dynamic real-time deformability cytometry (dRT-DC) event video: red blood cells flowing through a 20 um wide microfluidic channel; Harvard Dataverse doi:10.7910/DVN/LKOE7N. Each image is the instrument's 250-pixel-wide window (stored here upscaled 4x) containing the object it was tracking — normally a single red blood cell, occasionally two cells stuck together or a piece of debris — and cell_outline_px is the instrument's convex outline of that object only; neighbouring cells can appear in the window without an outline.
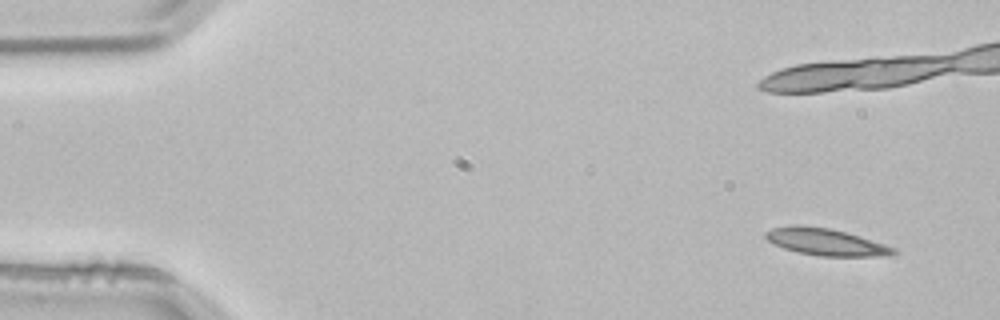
{"species": "common noctule bat (a hibernating species)", "species_latin": "Nyctalus noctula", "temperature_condition": "room temperature", "stored_images_in_passage": 7, "camera_frame_rate_fps": 3000, "um_per_image_px": 0.085, "animal": {"sex": "male", "body_mass_g": 21.5, "forearm_length_mm": 52.0}, "frame": {"image": 1, "passage_image": 1, "time_ms": 0.0, "image_size_px": [1000, 320], "cell_outline_px": [[896, 252], [888, 256], [820, 256], [796, 252], [784, 248], [768, 240], [764, 236], [764, 232], [772, 228], [792, 224], [800, 224], [832, 228], [884, 244], [896, 248]], "centroid_in_image_um": [70.15, 20.55], "position_along_channel_um": 14.8, "area_um2": 20.11}}